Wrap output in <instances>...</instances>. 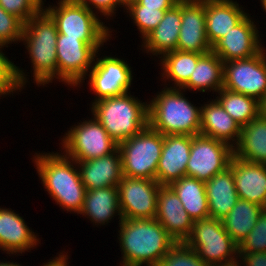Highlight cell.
Wrapping results in <instances>:
<instances>
[{
	"label": "cell",
	"mask_w": 266,
	"mask_h": 266,
	"mask_svg": "<svg viewBox=\"0 0 266 266\" xmlns=\"http://www.w3.org/2000/svg\"><path fill=\"white\" fill-rule=\"evenodd\" d=\"M46 0H0V6L26 23L44 9Z\"/></svg>",
	"instance_id": "obj_38"
},
{
	"label": "cell",
	"mask_w": 266,
	"mask_h": 266,
	"mask_svg": "<svg viewBox=\"0 0 266 266\" xmlns=\"http://www.w3.org/2000/svg\"><path fill=\"white\" fill-rule=\"evenodd\" d=\"M84 119L63 135L61 149L67 157L75 161H87L113 153L118 144L109 136L101 123L92 116Z\"/></svg>",
	"instance_id": "obj_9"
},
{
	"label": "cell",
	"mask_w": 266,
	"mask_h": 266,
	"mask_svg": "<svg viewBox=\"0 0 266 266\" xmlns=\"http://www.w3.org/2000/svg\"><path fill=\"white\" fill-rule=\"evenodd\" d=\"M59 253V254H58ZM57 253V256L43 263L41 266H69L68 257L69 255L65 251H60Z\"/></svg>",
	"instance_id": "obj_42"
},
{
	"label": "cell",
	"mask_w": 266,
	"mask_h": 266,
	"mask_svg": "<svg viewBox=\"0 0 266 266\" xmlns=\"http://www.w3.org/2000/svg\"><path fill=\"white\" fill-rule=\"evenodd\" d=\"M57 6H45L44 10L55 21L58 34L80 38L89 45H104L112 38V31L99 15L75 0H58Z\"/></svg>",
	"instance_id": "obj_6"
},
{
	"label": "cell",
	"mask_w": 266,
	"mask_h": 266,
	"mask_svg": "<svg viewBox=\"0 0 266 266\" xmlns=\"http://www.w3.org/2000/svg\"><path fill=\"white\" fill-rule=\"evenodd\" d=\"M119 266H158L177 243L156 219H122L118 223Z\"/></svg>",
	"instance_id": "obj_1"
},
{
	"label": "cell",
	"mask_w": 266,
	"mask_h": 266,
	"mask_svg": "<svg viewBox=\"0 0 266 266\" xmlns=\"http://www.w3.org/2000/svg\"><path fill=\"white\" fill-rule=\"evenodd\" d=\"M117 187L123 219L155 218L161 187L156 180L123 176Z\"/></svg>",
	"instance_id": "obj_14"
},
{
	"label": "cell",
	"mask_w": 266,
	"mask_h": 266,
	"mask_svg": "<svg viewBox=\"0 0 266 266\" xmlns=\"http://www.w3.org/2000/svg\"><path fill=\"white\" fill-rule=\"evenodd\" d=\"M180 28L181 0H178L177 4L165 12L157 27L142 39V52L151 57L155 55L159 61L164 54L177 50Z\"/></svg>",
	"instance_id": "obj_23"
},
{
	"label": "cell",
	"mask_w": 266,
	"mask_h": 266,
	"mask_svg": "<svg viewBox=\"0 0 266 266\" xmlns=\"http://www.w3.org/2000/svg\"><path fill=\"white\" fill-rule=\"evenodd\" d=\"M233 156V148L227 143L201 134L192 136L186 176L206 182L228 168Z\"/></svg>",
	"instance_id": "obj_13"
},
{
	"label": "cell",
	"mask_w": 266,
	"mask_h": 266,
	"mask_svg": "<svg viewBox=\"0 0 266 266\" xmlns=\"http://www.w3.org/2000/svg\"><path fill=\"white\" fill-rule=\"evenodd\" d=\"M57 37L56 23L44 9L24 23L21 42L31 58L33 83L38 87L58 81Z\"/></svg>",
	"instance_id": "obj_4"
},
{
	"label": "cell",
	"mask_w": 266,
	"mask_h": 266,
	"mask_svg": "<svg viewBox=\"0 0 266 266\" xmlns=\"http://www.w3.org/2000/svg\"><path fill=\"white\" fill-rule=\"evenodd\" d=\"M201 104L200 134L214 138L234 148L240 138L241 126L215 99Z\"/></svg>",
	"instance_id": "obj_22"
},
{
	"label": "cell",
	"mask_w": 266,
	"mask_h": 266,
	"mask_svg": "<svg viewBox=\"0 0 266 266\" xmlns=\"http://www.w3.org/2000/svg\"><path fill=\"white\" fill-rule=\"evenodd\" d=\"M224 62L213 51L203 54L191 74L189 81L181 88L185 91L215 92L223 88Z\"/></svg>",
	"instance_id": "obj_28"
},
{
	"label": "cell",
	"mask_w": 266,
	"mask_h": 266,
	"mask_svg": "<svg viewBox=\"0 0 266 266\" xmlns=\"http://www.w3.org/2000/svg\"><path fill=\"white\" fill-rule=\"evenodd\" d=\"M11 94L12 93L0 82V97H9Z\"/></svg>",
	"instance_id": "obj_44"
},
{
	"label": "cell",
	"mask_w": 266,
	"mask_h": 266,
	"mask_svg": "<svg viewBox=\"0 0 266 266\" xmlns=\"http://www.w3.org/2000/svg\"><path fill=\"white\" fill-rule=\"evenodd\" d=\"M125 10L126 11L124 12L128 13L129 17L133 19V24L137 26V29L140 32L139 34H141V39L157 27L167 11L142 6L138 2L130 4Z\"/></svg>",
	"instance_id": "obj_33"
},
{
	"label": "cell",
	"mask_w": 266,
	"mask_h": 266,
	"mask_svg": "<svg viewBox=\"0 0 266 266\" xmlns=\"http://www.w3.org/2000/svg\"><path fill=\"white\" fill-rule=\"evenodd\" d=\"M155 218L177 243L185 242L191 234L193 220L189 217L178 195L170 186H161L158 191Z\"/></svg>",
	"instance_id": "obj_19"
},
{
	"label": "cell",
	"mask_w": 266,
	"mask_h": 266,
	"mask_svg": "<svg viewBox=\"0 0 266 266\" xmlns=\"http://www.w3.org/2000/svg\"><path fill=\"white\" fill-rule=\"evenodd\" d=\"M213 266H242L241 262L239 260H236L234 262L226 263V264H216Z\"/></svg>",
	"instance_id": "obj_47"
},
{
	"label": "cell",
	"mask_w": 266,
	"mask_h": 266,
	"mask_svg": "<svg viewBox=\"0 0 266 266\" xmlns=\"http://www.w3.org/2000/svg\"><path fill=\"white\" fill-rule=\"evenodd\" d=\"M242 266H266V252H238Z\"/></svg>",
	"instance_id": "obj_40"
},
{
	"label": "cell",
	"mask_w": 266,
	"mask_h": 266,
	"mask_svg": "<svg viewBox=\"0 0 266 266\" xmlns=\"http://www.w3.org/2000/svg\"><path fill=\"white\" fill-rule=\"evenodd\" d=\"M0 266H22L20 263H14V261L10 262V261H7V260H3L1 261L0 260Z\"/></svg>",
	"instance_id": "obj_45"
},
{
	"label": "cell",
	"mask_w": 266,
	"mask_h": 266,
	"mask_svg": "<svg viewBox=\"0 0 266 266\" xmlns=\"http://www.w3.org/2000/svg\"><path fill=\"white\" fill-rule=\"evenodd\" d=\"M177 50L206 54L212 51L205 27V0H181V28Z\"/></svg>",
	"instance_id": "obj_16"
},
{
	"label": "cell",
	"mask_w": 266,
	"mask_h": 266,
	"mask_svg": "<svg viewBox=\"0 0 266 266\" xmlns=\"http://www.w3.org/2000/svg\"><path fill=\"white\" fill-rule=\"evenodd\" d=\"M233 151L234 156L242 161L266 165V119L258 116L241 127L240 138Z\"/></svg>",
	"instance_id": "obj_27"
},
{
	"label": "cell",
	"mask_w": 266,
	"mask_h": 266,
	"mask_svg": "<svg viewBox=\"0 0 266 266\" xmlns=\"http://www.w3.org/2000/svg\"><path fill=\"white\" fill-rule=\"evenodd\" d=\"M229 166L233 171L239 199L256 203L266 209V165L253 164L233 156Z\"/></svg>",
	"instance_id": "obj_21"
},
{
	"label": "cell",
	"mask_w": 266,
	"mask_h": 266,
	"mask_svg": "<svg viewBox=\"0 0 266 266\" xmlns=\"http://www.w3.org/2000/svg\"><path fill=\"white\" fill-rule=\"evenodd\" d=\"M3 45H0V82L12 93L21 92L24 87H26V83L30 81L26 72L22 70L19 66L14 64V61L10 60L7 55L4 54ZM3 48V49H2ZM17 91V92H16Z\"/></svg>",
	"instance_id": "obj_34"
},
{
	"label": "cell",
	"mask_w": 266,
	"mask_h": 266,
	"mask_svg": "<svg viewBox=\"0 0 266 266\" xmlns=\"http://www.w3.org/2000/svg\"><path fill=\"white\" fill-rule=\"evenodd\" d=\"M33 156L31 159L45 191L60 209L78 215L83 208L86 188L76 161L62 151L35 152Z\"/></svg>",
	"instance_id": "obj_2"
},
{
	"label": "cell",
	"mask_w": 266,
	"mask_h": 266,
	"mask_svg": "<svg viewBox=\"0 0 266 266\" xmlns=\"http://www.w3.org/2000/svg\"><path fill=\"white\" fill-rule=\"evenodd\" d=\"M185 92L168 86L158 91L148 102V125L163 135H199L201 107L194 106Z\"/></svg>",
	"instance_id": "obj_3"
},
{
	"label": "cell",
	"mask_w": 266,
	"mask_h": 266,
	"mask_svg": "<svg viewBox=\"0 0 266 266\" xmlns=\"http://www.w3.org/2000/svg\"><path fill=\"white\" fill-rule=\"evenodd\" d=\"M82 217H86L98 227L107 225L118 216L120 222L123 218L119 208L118 187L109 186L86 190L84 204L81 212Z\"/></svg>",
	"instance_id": "obj_25"
},
{
	"label": "cell",
	"mask_w": 266,
	"mask_h": 266,
	"mask_svg": "<svg viewBox=\"0 0 266 266\" xmlns=\"http://www.w3.org/2000/svg\"><path fill=\"white\" fill-rule=\"evenodd\" d=\"M249 13L234 0H205V27L213 47Z\"/></svg>",
	"instance_id": "obj_20"
},
{
	"label": "cell",
	"mask_w": 266,
	"mask_h": 266,
	"mask_svg": "<svg viewBox=\"0 0 266 266\" xmlns=\"http://www.w3.org/2000/svg\"><path fill=\"white\" fill-rule=\"evenodd\" d=\"M265 49L249 58L224 62L223 88L259 101L266 94Z\"/></svg>",
	"instance_id": "obj_12"
},
{
	"label": "cell",
	"mask_w": 266,
	"mask_h": 266,
	"mask_svg": "<svg viewBox=\"0 0 266 266\" xmlns=\"http://www.w3.org/2000/svg\"><path fill=\"white\" fill-rule=\"evenodd\" d=\"M191 145V135H164L156 172V181L161 186H169L172 182L186 176Z\"/></svg>",
	"instance_id": "obj_17"
},
{
	"label": "cell",
	"mask_w": 266,
	"mask_h": 266,
	"mask_svg": "<svg viewBox=\"0 0 266 266\" xmlns=\"http://www.w3.org/2000/svg\"><path fill=\"white\" fill-rule=\"evenodd\" d=\"M98 52L101 51H97L92 69L87 75V84L95 94L91 103L130 92L134 79L132 67L128 65L127 60L111 55L100 57Z\"/></svg>",
	"instance_id": "obj_11"
},
{
	"label": "cell",
	"mask_w": 266,
	"mask_h": 266,
	"mask_svg": "<svg viewBox=\"0 0 266 266\" xmlns=\"http://www.w3.org/2000/svg\"><path fill=\"white\" fill-rule=\"evenodd\" d=\"M24 22L0 6V45L21 43Z\"/></svg>",
	"instance_id": "obj_36"
},
{
	"label": "cell",
	"mask_w": 266,
	"mask_h": 266,
	"mask_svg": "<svg viewBox=\"0 0 266 266\" xmlns=\"http://www.w3.org/2000/svg\"><path fill=\"white\" fill-rule=\"evenodd\" d=\"M76 163L86 190L118 186L123 177L118 148L109 155Z\"/></svg>",
	"instance_id": "obj_24"
},
{
	"label": "cell",
	"mask_w": 266,
	"mask_h": 266,
	"mask_svg": "<svg viewBox=\"0 0 266 266\" xmlns=\"http://www.w3.org/2000/svg\"><path fill=\"white\" fill-rule=\"evenodd\" d=\"M264 209L256 203L238 199L232 210L221 220L225 231L237 245L251 232Z\"/></svg>",
	"instance_id": "obj_31"
},
{
	"label": "cell",
	"mask_w": 266,
	"mask_h": 266,
	"mask_svg": "<svg viewBox=\"0 0 266 266\" xmlns=\"http://www.w3.org/2000/svg\"><path fill=\"white\" fill-rule=\"evenodd\" d=\"M205 190L211 218L222 220L239 199L230 166L206 181Z\"/></svg>",
	"instance_id": "obj_26"
},
{
	"label": "cell",
	"mask_w": 266,
	"mask_h": 266,
	"mask_svg": "<svg viewBox=\"0 0 266 266\" xmlns=\"http://www.w3.org/2000/svg\"><path fill=\"white\" fill-rule=\"evenodd\" d=\"M259 116L266 119V94L259 100Z\"/></svg>",
	"instance_id": "obj_43"
},
{
	"label": "cell",
	"mask_w": 266,
	"mask_h": 266,
	"mask_svg": "<svg viewBox=\"0 0 266 266\" xmlns=\"http://www.w3.org/2000/svg\"><path fill=\"white\" fill-rule=\"evenodd\" d=\"M90 106L92 115L117 144L139 134L148 126V101L143 102L131 91L101 99Z\"/></svg>",
	"instance_id": "obj_5"
},
{
	"label": "cell",
	"mask_w": 266,
	"mask_h": 266,
	"mask_svg": "<svg viewBox=\"0 0 266 266\" xmlns=\"http://www.w3.org/2000/svg\"><path fill=\"white\" fill-rule=\"evenodd\" d=\"M184 243L210 266L238 260V245L225 231L220 219L209 217L193 221L191 234Z\"/></svg>",
	"instance_id": "obj_8"
},
{
	"label": "cell",
	"mask_w": 266,
	"mask_h": 266,
	"mask_svg": "<svg viewBox=\"0 0 266 266\" xmlns=\"http://www.w3.org/2000/svg\"><path fill=\"white\" fill-rule=\"evenodd\" d=\"M261 6L263 8V11L266 12V0H260Z\"/></svg>",
	"instance_id": "obj_48"
},
{
	"label": "cell",
	"mask_w": 266,
	"mask_h": 266,
	"mask_svg": "<svg viewBox=\"0 0 266 266\" xmlns=\"http://www.w3.org/2000/svg\"><path fill=\"white\" fill-rule=\"evenodd\" d=\"M80 4L85 5L89 10L95 12L97 15L100 13L101 19L111 20L116 16V11L122 7L120 0H75ZM94 9V10H93Z\"/></svg>",
	"instance_id": "obj_39"
},
{
	"label": "cell",
	"mask_w": 266,
	"mask_h": 266,
	"mask_svg": "<svg viewBox=\"0 0 266 266\" xmlns=\"http://www.w3.org/2000/svg\"><path fill=\"white\" fill-rule=\"evenodd\" d=\"M251 17L248 14L212 47L223 62L249 58L263 50L259 27Z\"/></svg>",
	"instance_id": "obj_15"
},
{
	"label": "cell",
	"mask_w": 266,
	"mask_h": 266,
	"mask_svg": "<svg viewBox=\"0 0 266 266\" xmlns=\"http://www.w3.org/2000/svg\"><path fill=\"white\" fill-rule=\"evenodd\" d=\"M100 47L103 45H89L80 38L58 34L56 42L58 82H63L62 84L68 87L80 88L92 69Z\"/></svg>",
	"instance_id": "obj_10"
},
{
	"label": "cell",
	"mask_w": 266,
	"mask_h": 266,
	"mask_svg": "<svg viewBox=\"0 0 266 266\" xmlns=\"http://www.w3.org/2000/svg\"><path fill=\"white\" fill-rule=\"evenodd\" d=\"M178 0H138L137 2L146 7L158 8V10H170Z\"/></svg>",
	"instance_id": "obj_41"
},
{
	"label": "cell",
	"mask_w": 266,
	"mask_h": 266,
	"mask_svg": "<svg viewBox=\"0 0 266 266\" xmlns=\"http://www.w3.org/2000/svg\"><path fill=\"white\" fill-rule=\"evenodd\" d=\"M163 142L164 135L148 125L139 134L118 144L122 175L156 180Z\"/></svg>",
	"instance_id": "obj_7"
},
{
	"label": "cell",
	"mask_w": 266,
	"mask_h": 266,
	"mask_svg": "<svg viewBox=\"0 0 266 266\" xmlns=\"http://www.w3.org/2000/svg\"><path fill=\"white\" fill-rule=\"evenodd\" d=\"M203 54H199L196 52H187L174 50L172 52H168L160 57L161 66V79L164 82L165 87L169 86V88H182L188 81L193 73L198 59Z\"/></svg>",
	"instance_id": "obj_29"
},
{
	"label": "cell",
	"mask_w": 266,
	"mask_h": 266,
	"mask_svg": "<svg viewBox=\"0 0 266 266\" xmlns=\"http://www.w3.org/2000/svg\"><path fill=\"white\" fill-rule=\"evenodd\" d=\"M35 233L20 214L11 208L0 207V250L3 253L14 257L31 252L41 244Z\"/></svg>",
	"instance_id": "obj_18"
},
{
	"label": "cell",
	"mask_w": 266,
	"mask_h": 266,
	"mask_svg": "<svg viewBox=\"0 0 266 266\" xmlns=\"http://www.w3.org/2000/svg\"><path fill=\"white\" fill-rule=\"evenodd\" d=\"M238 252H266V209L250 233L238 245Z\"/></svg>",
	"instance_id": "obj_37"
},
{
	"label": "cell",
	"mask_w": 266,
	"mask_h": 266,
	"mask_svg": "<svg viewBox=\"0 0 266 266\" xmlns=\"http://www.w3.org/2000/svg\"><path fill=\"white\" fill-rule=\"evenodd\" d=\"M169 186L178 195L183 208L193 221L210 217L204 181L184 176Z\"/></svg>",
	"instance_id": "obj_30"
},
{
	"label": "cell",
	"mask_w": 266,
	"mask_h": 266,
	"mask_svg": "<svg viewBox=\"0 0 266 266\" xmlns=\"http://www.w3.org/2000/svg\"><path fill=\"white\" fill-rule=\"evenodd\" d=\"M158 266H210L205 263L194 249L184 242L176 243L162 258Z\"/></svg>",
	"instance_id": "obj_35"
},
{
	"label": "cell",
	"mask_w": 266,
	"mask_h": 266,
	"mask_svg": "<svg viewBox=\"0 0 266 266\" xmlns=\"http://www.w3.org/2000/svg\"><path fill=\"white\" fill-rule=\"evenodd\" d=\"M216 96L215 98L224 110L241 127L249 124L254 118L259 116V101L255 98L225 88H222Z\"/></svg>",
	"instance_id": "obj_32"
},
{
	"label": "cell",
	"mask_w": 266,
	"mask_h": 266,
	"mask_svg": "<svg viewBox=\"0 0 266 266\" xmlns=\"http://www.w3.org/2000/svg\"><path fill=\"white\" fill-rule=\"evenodd\" d=\"M138 0H120V3L125 11V8L128 7L130 4L137 2Z\"/></svg>",
	"instance_id": "obj_46"
}]
</instances>
